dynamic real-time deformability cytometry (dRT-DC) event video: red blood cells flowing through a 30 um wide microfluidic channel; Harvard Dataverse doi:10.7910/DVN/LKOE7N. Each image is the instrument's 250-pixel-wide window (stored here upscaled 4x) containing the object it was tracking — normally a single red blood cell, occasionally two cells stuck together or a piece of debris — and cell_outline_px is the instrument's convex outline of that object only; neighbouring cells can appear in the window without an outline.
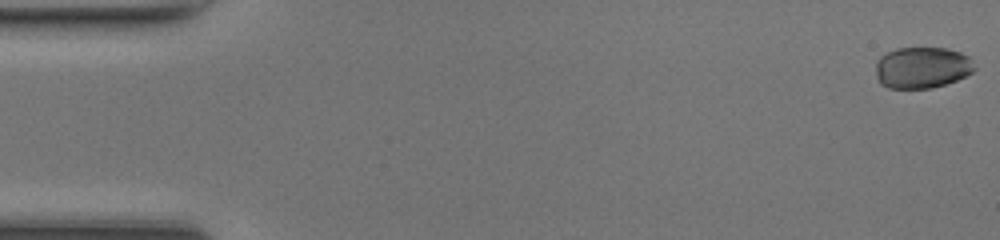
{"species": "common noctule bat (a hibernating species)", "species_latin": "Nyctalus noctula", "temperature_condition": "room temperature", "stored_images_in_passage": 37, "camera_frame_rate_fps": 3000, "um_per_image_px": 0.085, "animal": {"sex": "female", "body_mass_g": 17.0, "forearm_length_mm": 48.0}, "frame": {"image": 1, "passage_image": 1, "time_ms": 0.0, "image_size_px": [1000, 240], "cell_outline_px": [[976, 68], [972, 72], [956, 80], [932, 88], [888, 88], [880, 84], [876, 76], [876, 60], [880, 56], [896, 48], [948, 48], [960, 52], [968, 56]], "centroid_in_image_um": [78.35, 5.74], "position_along_channel_um": 6.7, "area_um2": 23.87}}
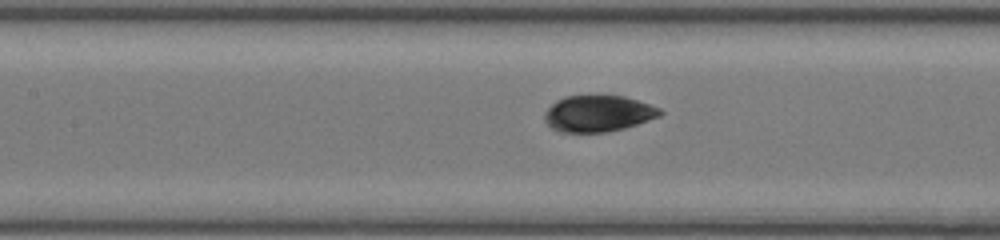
{"frame": {"image": 2, "passage_image": 22, "time_ms": 7.0, "image_size_px": [1000, 240], "cell_outline_px": [[664, 112], [660, 116], [624, 128], [604, 132], [560, 132], [552, 128], [544, 120], [544, 112], [556, 100], [564, 96], [624, 96], [660, 108]], "centroid_in_image_um": [50.82, 9.65], "position_along_channel_um": 156.6, "area_um2": 24.28}}
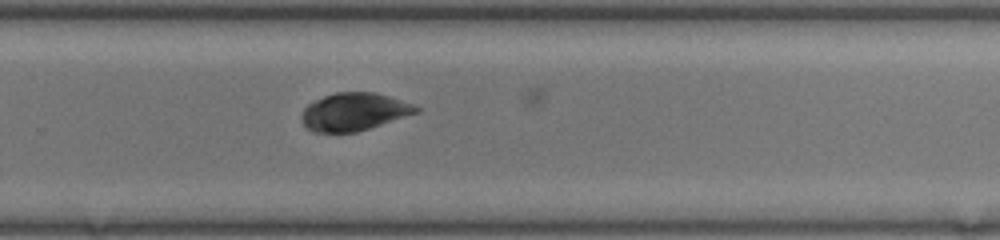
{"frame": {"image": 3, "passage_image": 32, "time_ms": 10.333, "image_size_px": [1000, 240], "cell_outline_px": [[420, 112], [356, 132], [312, 132], [304, 124], [300, 116], [304, 108], [308, 104], [324, 96], [336, 92], [376, 92], [412, 104], [420, 108]], "centroid_in_image_um": [30.09, 9.5], "position_along_channel_um": 299.7, "area_um2": 25.03}}